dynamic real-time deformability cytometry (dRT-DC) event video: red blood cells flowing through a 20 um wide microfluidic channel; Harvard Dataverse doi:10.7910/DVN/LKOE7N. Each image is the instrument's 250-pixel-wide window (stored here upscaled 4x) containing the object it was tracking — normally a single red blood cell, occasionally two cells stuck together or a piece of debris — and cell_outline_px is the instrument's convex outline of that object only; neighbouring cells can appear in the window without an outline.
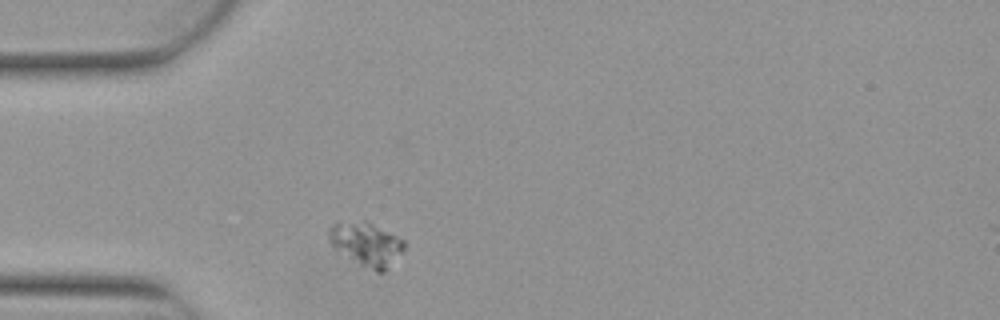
{"species": "Egyptian fruit bat (a non-hibernating species)", "species_latin": "Rousettus aegyptiacus", "temperature_condition": "warm", "stored_images_in_passage": 1, "camera_frame_rate_fps": 3000, "um_per_image_px": 0.085, "animal": {"sex": "female"}, "frame": {"image": 1, "passage_image": 1, "time_ms": 0.0, "image_size_px": [1000, 320], "cell_outline_px": [[404, 248], [388, 268], [384, 272], [376, 272], [360, 264], [336, 248], [328, 240], [328, 228], [332, 224], [364, 220], [368, 220], [404, 240]], "centroid_in_image_um": [31.15, 20.72], "position_along_channel_um": 53.9, "area_um2": 18.79}}